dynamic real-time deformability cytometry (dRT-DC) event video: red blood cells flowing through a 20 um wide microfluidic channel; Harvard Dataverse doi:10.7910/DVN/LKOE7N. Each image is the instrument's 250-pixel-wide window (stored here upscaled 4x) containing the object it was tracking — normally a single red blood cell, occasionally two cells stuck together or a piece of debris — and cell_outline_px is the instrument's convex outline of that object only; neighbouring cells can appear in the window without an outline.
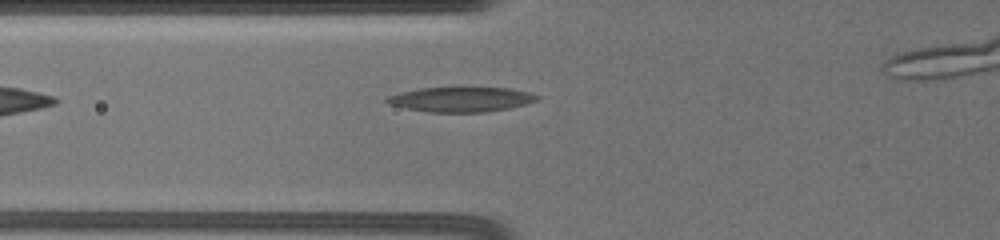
{"species": "common noctule bat (a hibernating species)", "species_latin": "Nyctalus noctula", "temperature_condition": "warm", "stored_images_in_passage": 24, "camera_frame_rate_fps": 3000, "um_per_image_px": 0.085, "animal": {"sex": "female", "body_mass_g": 19.5, "forearm_length_mm": 54.1}, "frame": {"image": 1, "passage_image": 2, "time_ms": 0.333, "image_size_px": [1000, 240], "cell_outline_px": [[540, 96], [536, 100], [524, 104], [508, 108], [484, 112], [428, 112], [404, 108], [388, 104], [384, 100], [388, 96], [420, 88], [508, 88], [528, 92]], "centroid_in_image_um": [39.15, 8.45], "position_along_channel_um": 86.6, "area_um2": 21.39}}
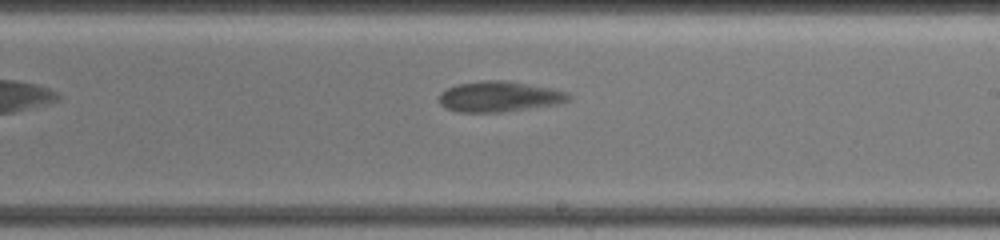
{"frame": {"image": 2, "passage_image": 12, "time_ms": 5.0, "image_size_px": [1000, 240], "cell_outline_px": [[572, 96], [568, 100], [556, 104], [500, 112], [456, 112], [444, 108], [440, 104], [440, 92], [456, 84], [484, 80], [508, 80], [552, 88], [568, 92]], "centroid_in_image_um": [42.42, 8.2], "position_along_channel_um": 246.6, "area_um2": 23.12}}
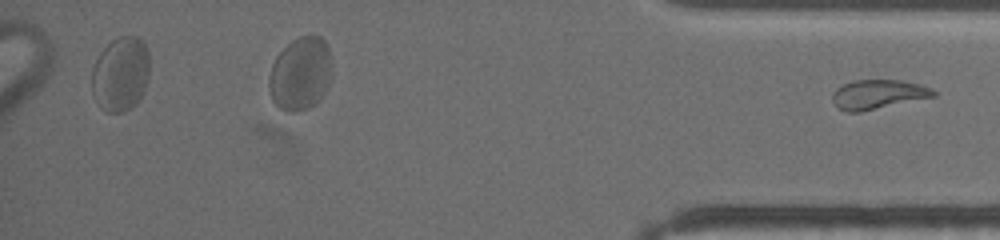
{"frame": {"image": 3, "passage_image": 24, "time_ms": 10.667, "image_size_px": [1000, 240], "cell_outline_px": [[936, 96], [860, 112], [844, 112], [836, 108], [832, 100], [832, 92], [836, 88], [844, 84], [856, 80], [900, 80], [920, 84], [932, 88], [936, 92]], "centroid_in_image_um": [74.61, 8.03], "position_along_channel_um": 360.6, "area_um2": 17.4}}